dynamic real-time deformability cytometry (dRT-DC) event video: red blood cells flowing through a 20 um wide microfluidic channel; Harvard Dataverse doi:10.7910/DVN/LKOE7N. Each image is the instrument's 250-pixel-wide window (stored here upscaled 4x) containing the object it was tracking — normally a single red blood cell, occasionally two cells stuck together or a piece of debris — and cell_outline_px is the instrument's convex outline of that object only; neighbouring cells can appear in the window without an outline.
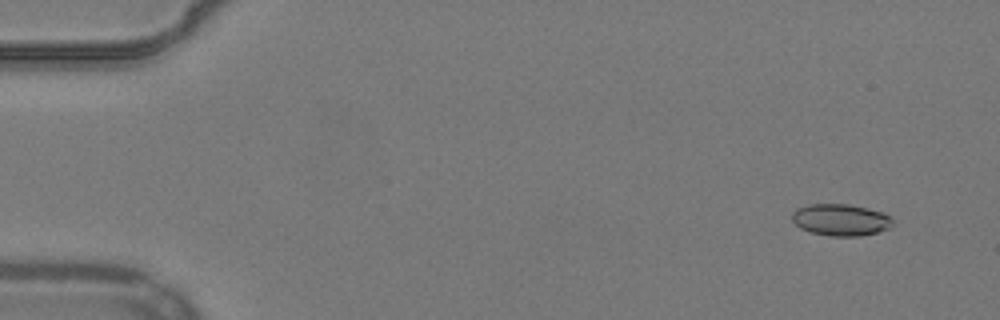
{"species": "common noctule bat (a hibernating species)", "species_latin": "Nyctalus noctula", "temperature_condition": "warm", "stored_images_in_passage": 54, "camera_frame_rate_fps": 3000, "um_per_image_px": 0.085, "animal": {"sex": "male", "body_mass_g": 19.2, "forearm_length_mm": 51.8}, "frame": {"image": 1, "passage_image": 4, "time_ms": 1.0, "image_size_px": [1000, 320], "cell_outline_px": [[892, 224], [888, 228], [876, 232], [860, 236], [832, 236], [812, 232], [800, 228], [792, 220], [792, 212], [796, 208], [808, 204], [848, 204], [868, 208], [884, 212], [892, 220]], "centroid_in_image_um": [71.43, 18.67], "position_along_channel_um": 13.6, "area_um2": 18.55}}
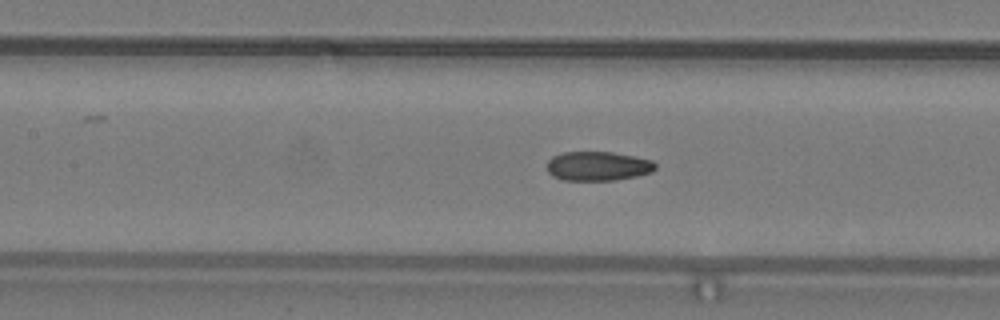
{"frame": {"image": 2, "passage_image": 25, "time_ms": 8.0, "image_size_px": [1000, 320], "cell_outline_px": [[656, 168], [652, 172], [636, 176], [616, 180], [564, 180], [552, 176], [548, 172], [548, 160], [552, 156], [564, 152], [612, 152], [652, 160], [656, 164]], "centroid_in_image_um": [50.82, 14.12], "position_along_channel_um": 156.6, "area_um2": 18.44}}
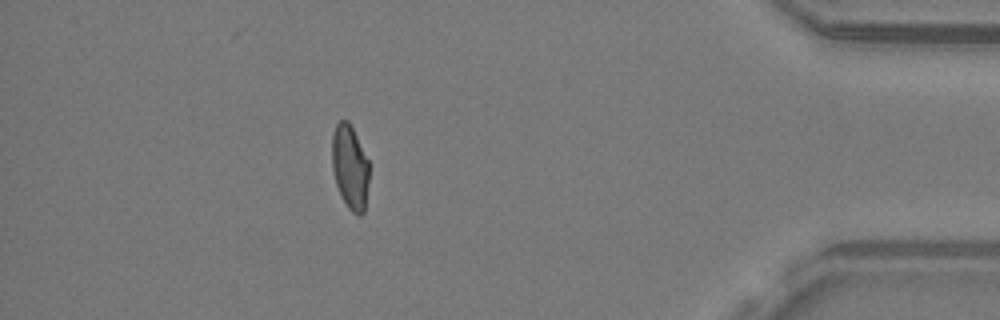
{"frame": {"image": 3, "passage_image": 48, "time_ms": 15.667, "image_size_px": [1000, 320], "cell_outline_px": [[368, 180], [364, 212], [360, 216], [356, 216], [348, 208], [340, 196], [336, 184], [332, 168], [332, 136], [336, 124], [340, 120], [348, 120], [368, 160]], "centroid_in_image_um": [29.73, 14.23], "position_along_channel_um": 405.5, "area_um2": 18.15}, "authors_computed_cell_mechanics": {"area_um2": 18.8428, "velocity_mm_per_s": 3.871, "shape_relaxation_time_tau1_ms": null, "shape_relaxation_time_tau2_ms": 1.4169, "deformation_change_tau1": null, "deformation_change_tau2": 0.0579}}